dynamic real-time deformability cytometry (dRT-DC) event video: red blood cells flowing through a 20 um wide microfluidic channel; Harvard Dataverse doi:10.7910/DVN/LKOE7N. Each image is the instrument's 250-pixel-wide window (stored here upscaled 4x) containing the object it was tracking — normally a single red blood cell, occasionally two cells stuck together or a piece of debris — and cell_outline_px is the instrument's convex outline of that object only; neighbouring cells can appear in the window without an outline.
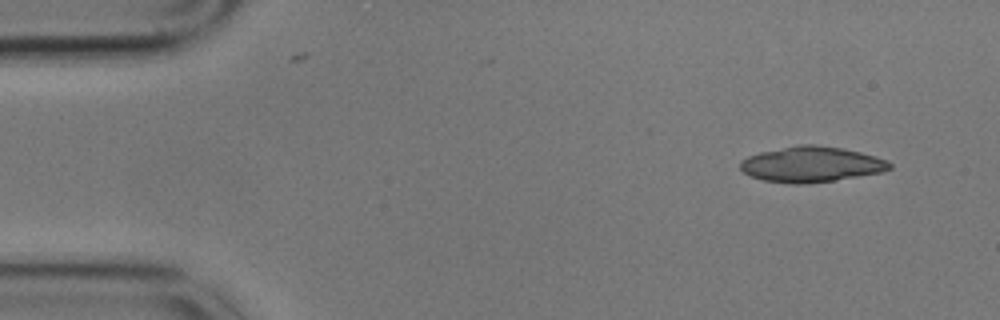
{"species": "common noctule bat (a hibernating species)", "species_latin": "Nyctalus noctula", "temperature_condition": "cold", "stored_images_in_passage": 6, "camera_frame_rate_fps": 3000, "um_per_image_px": 0.085, "animal": {"sex": "male", "body_mass_g": 17.9}, "frame": {"image": 1, "passage_image": 1, "time_ms": 0.0, "image_size_px": [1000, 320], "cell_outline_px": [[892, 168], [884, 172], [808, 184], [788, 184], [764, 180], [752, 176], [744, 172], [740, 168], [740, 160], [748, 156], [760, 152], [796, 144], [816, 144], [844, 148], [876, 156], [888, 160], [892, 164]], "centroid_in_image_um": [68.98, 13.96], "position_along_channel_um": 16.0, "area_um2": 31.27}}